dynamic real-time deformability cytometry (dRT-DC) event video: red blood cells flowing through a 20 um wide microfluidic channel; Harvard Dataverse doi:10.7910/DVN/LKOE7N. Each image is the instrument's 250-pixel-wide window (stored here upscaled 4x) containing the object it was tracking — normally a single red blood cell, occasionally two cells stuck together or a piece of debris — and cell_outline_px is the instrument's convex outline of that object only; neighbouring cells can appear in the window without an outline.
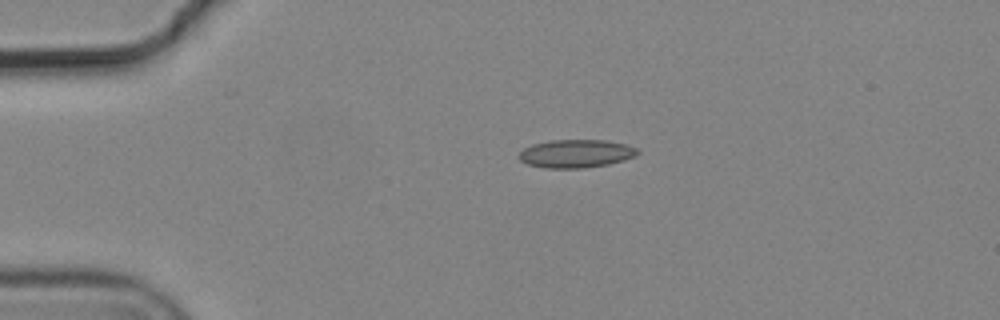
{"species": "common noctule bat (a hibernating species)", "species_latin": "Nyctalus noctula", "temperature_condition": "cold", "stored_images_in_passage": 2, "camera_frame_rate_fps": 3000, "um_per_image_px": 0.085, "animal": {"sex": "male", "body_mass_g": 19.2, "forearm_length_mm": 51.8}, "frame": {"image": 1, "passage_image": 2, "time_ms": 0.333, "image_size_px": [1000, 320], "cell_outline_px": [[640, 152], [636, 156], [624, 160], [608, 164], [584, 168], [544, 168], [528, 164], [520, 160], [520, 152], [524, 148], [532, 144], [552, 140], [604, 140], [628, 144], [636, 148]], "centroid_in_image_um": [48.99, 13.05], "position_along_channel_um": 36.0, "area_um2": 19.48}}